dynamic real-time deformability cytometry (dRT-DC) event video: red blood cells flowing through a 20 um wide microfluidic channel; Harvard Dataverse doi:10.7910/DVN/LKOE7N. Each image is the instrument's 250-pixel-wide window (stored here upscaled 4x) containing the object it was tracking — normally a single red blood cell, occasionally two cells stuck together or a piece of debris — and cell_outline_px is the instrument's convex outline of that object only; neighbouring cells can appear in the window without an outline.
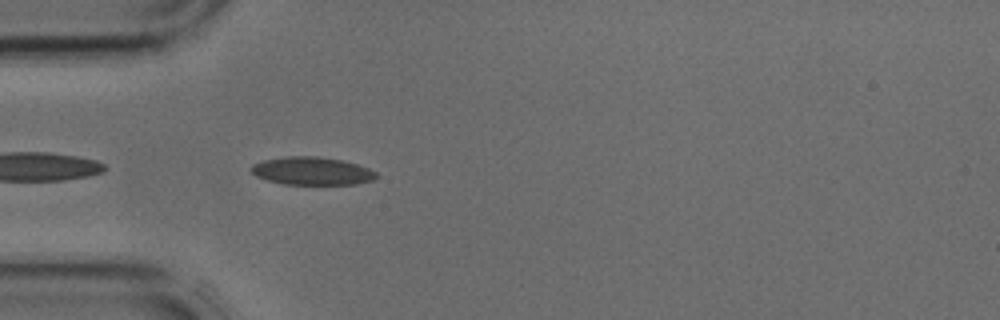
{"species": "common noctule bat (a hibernating species)", "species_latin": "Nyctalus noctula", "temperature_condition": "cold", "stored_images_in_passage": 40, "camera_frame_rate_fps": 3000, "um_per_image_px": 0.085, "animal": {"sex": "male", "body_mass_g": 17.9, "forearm_length_mm": 54.2}, "frame": {"image": 1, "passage_image": 10, "time_ms": 3.0, "image_size_px": [1000, 320], "cell_outline_px": [[376, 176], [372, 180], [356, 184], [284, 184], [268, 180], [256, 176], [248, 168], [252, 164], [264, 160], [288, 156], [316, 156], [344, 160], [368, 168], [376, 172]], "centroid_in_image_um": [26.49, 14.53], "position_along_channel_um": 58.5, "area_um2": 20.29}}
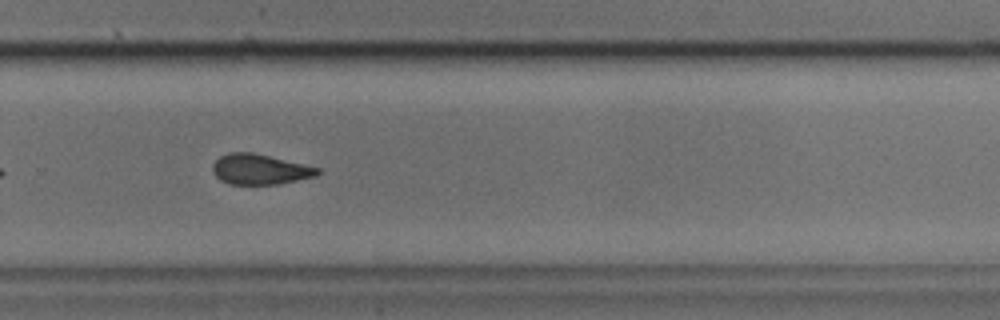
{"frame": {"image": 2, "passage_image": 26, "time_ms": 8.333, "image_size_px": [1000, 320], "cell_outline_px": [[320, 172], [316, 176], [280, 184], [228, 184], [220, 180], [212, 172], [212, 164], [220, 156], [228, 152], [252, 152], [304, 164], [320, 168]], "centroid_in_image_um": [22.06, 14.39], "position_along_channel_um": 307.7, "area_um2": 18.61}}
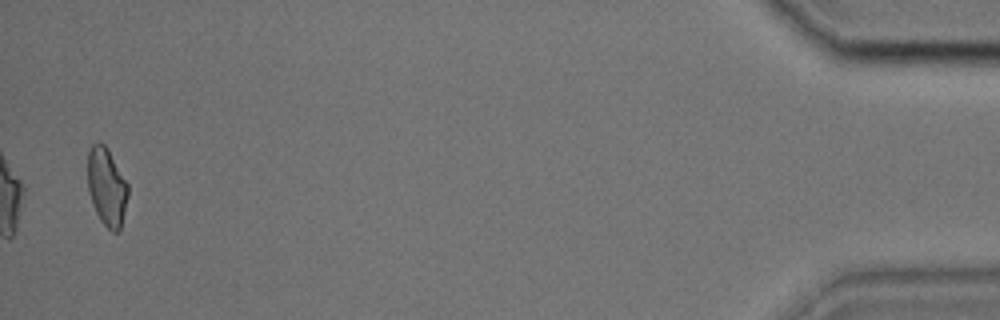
{"frame": {"image": 3, "passage_image": 39, "time_ms": 12.667, "image_size_px": [1000, 320], "cell_outline_px": [[128, 196], [120, 228], [116, 232], [112, 232], [100, 220], [96, 212], [88, 192], [88, 152], [92, 144], [104, 144], [108, 148], [128, 184]], "centroid_in_image_um": [9.07, 15.88], "position_along_channel_um": 426.1, "area_um2": 18.15}}